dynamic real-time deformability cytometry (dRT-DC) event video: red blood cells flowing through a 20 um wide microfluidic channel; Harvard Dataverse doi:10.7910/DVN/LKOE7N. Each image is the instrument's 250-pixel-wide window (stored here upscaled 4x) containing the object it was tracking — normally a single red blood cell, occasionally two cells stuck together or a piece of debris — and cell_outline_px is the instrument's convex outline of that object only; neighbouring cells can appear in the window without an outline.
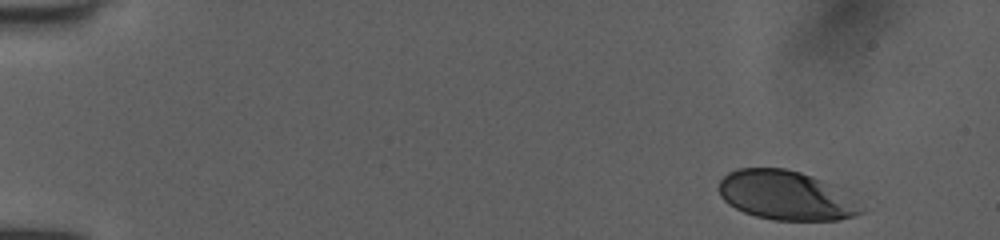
{"species": "human", "species_latin": "Homo sapiens", "temperature_condition": "room temperature", "stored_images_in_passage": 27, "camera_frame_rate_fps": 3000, "um_per_image_px": 0.085, "donor": {"sex": "female"}, "frame": {"image": 1, "passage_image": 1, "time_ms": 0.0, "image_size_px": [1000, 240], "cell_outline_px": [[864, 212], [856, 216], [836, 220], [776, 220], [756, 216], [744, 212], [728, 204], [720, 196], [720, 180], [728, 172], [736, 168], [784, 168], [800, 172], [812, 176], [828, 184], [864, 208]], "centroid_in_image_um": [66.74, 16.62], "position_along_channel_um": 18.3, "area_um2": 40.11}}
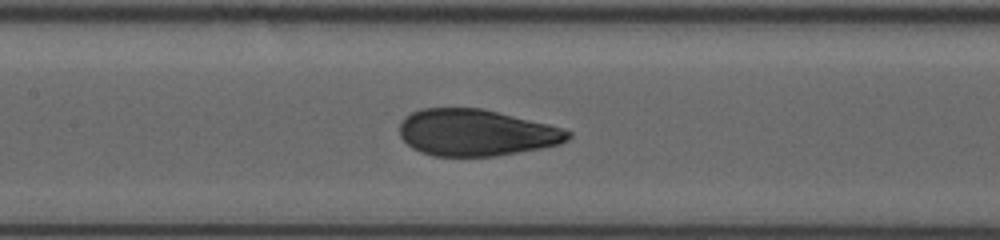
{"frame": {"image": 2, "passage_image": 16, "time_ms": 5.0, "image_size_px": [1000, 240], "cell_outline_px": [[572, 136], [568, 140], [560, 144], [540, 148], [496, 156], [432, 156], [420, 152], [412, 148], [400, 136], [400, 124], [404, 116], [420, 108], [484, 108], [548, 124], [572, 132]], "centroid_in_image_um": [40.45, 11.27], "position_along_channel_um": 166.9, "area_um2": 45.89}}
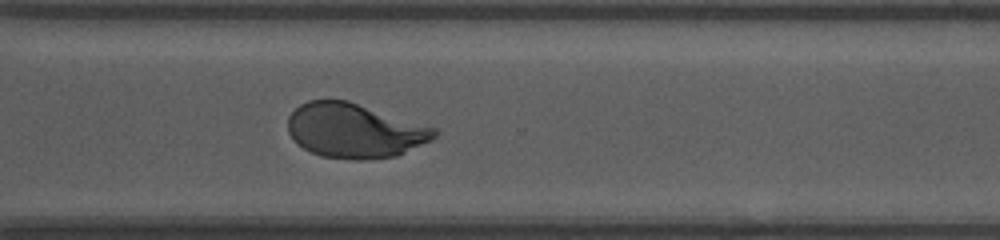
{"frame": {"image": 3, "passage_image": 27, "time_ms": 8.667, "image_size_px": [1000, 240], "cell_outline_px": [[440, 132], [436, 136], [396, 156], [356, 160], [320, 156], [304, 148], [288, 132], [288, 116], [300, 104], [308, 100], [348, 100], [436, 128]], "centroid_in_image_um": [30.12, 11.09], "position_along_channel_um": 340.5, "area_um2": 46.01}}